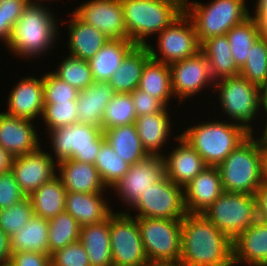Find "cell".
<instances>
[{
	"label": "cell",
	"instance_id": "22",
	"mask_svg": "<svg viewBox=\"0 0 267 266\" xmlns=\"http://www.w3.org/2000/svg\"><path fill=\"white\" fill-rule=\"evenodd\" d=\"M232 244L233 266L245 262L250 266H267V222L257 219Z\"/></svg>",
	"mask_w": 267,
	"mask_h": 266
},
{
	"label": "cell",
	"instance_id": "38",
	"mask_svg": "<svg viewBox=\"0 0 267 266\" xmlns=\"http://www.w3.org/2000/svg\"><path fill=\"white\" fill-rule=\"evenodd\" d=\"M94 165L102 182L110 188L126 174L130 167V164L124 161L106 140L101 145Z\"/></svg>",
	"mask_w": 267,
	"mask_h": 266
},
{
	"label": "cell",
	"instance_id": "54",
	"mask_svg": "<svg viewBox=\"0 0 267 266\" xmlns=\"http://www.w3.org/2000/svg\"><path fill=\"white\" fill-rule=\"evenodd\" d=\"M254 15L259 26L260 36L267 39V13H254Z\"/></svg>",
	"mask_w": 267,
	"mask_h": 266
},
{
	"label": "cell",
	"instance_id": "5",
	"mask_svg": "<svg viewBox=\"0 0 267 266\" xmlns=\"http://www.w3.org/2000/svg\"><path fill=\"white\" fill-rule=\"evenodd\" d=\"M207 166H219L249 135L242 126L226 121H211L187 128L179 134Z\"/></svg>",
	"mask_w": 267,
	"mask_h": 266
},
{
	"label": "cell",
	"instance_id": "24",
	"mask_svg": "<svg viewBox=\"0 0 267 266\" xmlns=\"http://www.w3.org/2000/svg\"><path fill=\"white\" fill-rule=\"evenodd\" d=\"M115 93L108 82H94L86 89L79 91L76 100L78 122L101 127L106 105Z\"/></svg>",
	"mask_w": 267,
	"mask_h": 266
},
{
	"label": "cell",
	"instance_id": "15",
	"mask_svg": "<svg viewBox=\"0 0 267 266\" xmlns=\"http://www.w3.org/2000/svg\"><path fill=\"white\" fill-rule=\"evenodd\" d=\"M165 176L163 156H148L142 161L130 165L126 174L113 186L117 196L126 205L133 206L151 184Z\"/></svg>",
	"mask_w": 267,
	"mask_h": 266
},
{
	"label": "cell",
	"instance_id": "33",
	"mask_svg": "<svg viewBox=\"0 0 267 266\" xmlns=\"http://www.w3.org/2000/svg\"><path fill=\"white\" fill-rule=\"evenodd\" d=\"M48 232V220L33 215L21 230L9 237L11 253L32 251L49 254Z\"/></svg>",
	"mask_w": 267,
	"mask_h": 266
},
{
	"label": "cell",
	"instance_id": "27",
	"mask_svg": "<svg viewBox=\"0 0 267 266\" xmlns=\"http://www.w3.org/2000/svg\"><path fill=\"white\" fill-rule=\"evenodd\" d=\"M136 45L130 40L109 39L108 42L88 60L94 82H108L118 70L126 55Z\"/></svg>",
	"mask_w": 267,
	"mask_h": 266
},
{
	"label": "cell",
	"instance_id": "16",
	"mask_svg": "<svg viewBox=\"0 0 267 266\" xmlns=\"http://www.w3.org/2000/svg\"><path fill=\"white\" fill-rule=\"evenodd\" d=\"M74 13L109 39L129 40L120 0H88Z\"/></svg>",
	"mask_w": 267,
	"mask_h": 266
},
{
	"label": "cell",
	"instance_id": "46",
	"mask_svg": "<svg viewBox=\"0 0 267 266\" xmlns=\"http://www.w3.org/2000/svg\"><path fill=\"white\" fill-rule=\"evenodd\" d=\"M25 197L11 171L0 174V210L11 207Z\"/></svg>",
	"mask_w": 267,
	"mask_h": 266
},
{
	"label": "cell",
	"instance_id": "32",
	"mask_svg": "<svg viewBox=\"0 0 267 266\" xmlns=\"http://www.w3.org/2000/svg\"><path fill=\"white\" fill-rule=\"evenodd\" d=\"M66 189L59 176H54L42 184L30 196L34 215L51 219L65 211Z\"/></svg>",
	"mask_w": 267,
	"mask_h": 266
},
{
	"label": "cell",
	"instance_id": "51",
	"mask_svg": "<svg viewBox=\"0 0 267 266\" xmlns=\"http://www.w3.org/2000/svg\"><path fill=\"white\" fill-rule=\"evenodd\" d=\"M9 236L0 228V264L10 261V241Z\"/></svg>",
	"mask_w": 267,
	"mask_h": 266
},
{
	"label": "cell",
	"instance_id": "25",
	"mask_svg": "<svg viewBox=\"0 0 267 266\" xmlns=\"http://www.w3.org/2000/svg\"><path fill=\"white\" fill-rule=\"evenodd\" d=\"M103 193L67 192L65 211L71 214L80 226L99 223L112 213Z\"/></svg>",
	"mask_w": 267,
	"mask_h": 266
},
{
	"label": "cell",
	"instance_id": "41",
	"mask_svg": "<svg viewBox=\"0 0 267 266\" xmlns=\"http://www.w3.org/2000/svg\"><path fill=\"white\" fill-rule=\"evenodd\" d=\"M60 64L57 71L52 73L78 91L94 83L87 60L69 55Z\"/></svg>",
	"mask_w": 267,
	"mask_h": 266
},
{
	"label": "cell",
	"instance_id": "44",
	"mask_svg": "<svg viewBox=\"0 0 267 266\" xmlns=\"http://www.w3.org/2000/svg\"><path fill=\"white\" fill-rule=\"evenodd\" d=\"M44 103L76 101L79 91L52 72L42 76Z\"/></svg>",
	"mask_w": 267,
	"mask_h": 266
},
{
	"label": "cell",
	"instance_id": "19",
	"mask_svg": "<svg viewBox=\"0 0 267 266\" xmlns=\"http://www.w3.org/2000/svg\"><path fill=\"white\" fill-rule=\"evenodd\" d=\"M5 113L17 118L34 120L43 115L44 87L41 78L26 77L13 87Z\"/></svg>",
	"mask_w": 267,
	"mask_h": 266
},
{
	"label": "cell",
	"instance_id": "35",
	"mask_svg": "<svg viewBox=\"0 0 267 266\" xmlns=\"http://www.w3.org/2000/svg\"><path fill=\"white\" fill-rule=\"evenodd\" d=\"M138 89L157 98L167 107L173 95L169 65L150 58L144 65Z\"/></svg>",
	"mask_w": 267,
	"mask_h": 266
},
{
	"label": "cell",
	"instance_id": "55",
	"mask_svg": "<svg viewBox=\"0 0 267 266\" xmlns=\"http://www.w3.org/2000/svg\"><path fill=\"white\" fill-rule=\"evenodd\" d=\"M259 90H260V104L262 107V111L267 110V78L260 85Z\"/></svg>",
	"mask_w": 267,
	"mask_h": 266
},
{
	"label": "cell",
	"instance_id": "14",
	"mask_svg": "<svg viewBox=\"0 0 267 266\" xmlns=\"http://www.w3.org/2000/svg\"><path fill=\"white\" fill-rule=\"evenodd\" d=\"M171 73V88L173 95L182 102L187 97L197 95L203 88L215 84L210 72V66L200 50L193 56L187 57L169 65ZM211 83V84H210Z\"/></svg>",
	"mask_w": 267,
	"mask_h": 266
},
{
	"label": "cell",
	"instance_id": "18",
	"mask_svg": "<svg viewBox=\"0 0 267 266\" xmlns=\"http://www.w3.org/2000/svg\"><path fill=\"white\" fill-rule=\"evenodd\" d=\"M32 120L0 113V146L13 158L36 151L41 145Z\"/></svg>",
	"mask_w": 267,
	"mask_h": 266
},
{
	"label": "cell",
	"instance_id": "23",
	"mask_svg": "<svg viewBox=\"0 0 267 266\" xmlns=\"http://www.w3.org/2000/svg\"><path fill=\"white\" fill-rule=\"evenodd\" d=\"M57 167L67 192L100 193L107 188L93 164L65 159Z\"/></svg>",
	"mask_w": 267,
	"mask_h": 266
},
{
	"label": "cell",
	"instance_id": "21",
	"mask_svg": "<svg viewBox=\"0 0 267 266\" xmlns=\"http://www.w3.org/2000/svg\"><path fill=\"white\" fill-rule=\"evenodd\" d=\"M224 192L217 166H207L184 186L188 213H202Z\"/></svg>",
	"mask_w": 267,
	"mask_h": 266
},
{
	"label": "cell",
	"instance_id": "45",
	"mask_svg": "<svg viewBox=\"0 0 267 266\" xmlns=\"http://www.w3.org/2000/svg\"><path fill=\"white\" fill-rule=\"evenodd\" d=\"M50 263L51 266H91L87 252L80 241L52 252Z\"/></svg>",
	"mask_w": 267,
	"mask_h": 266
},
{
	"label": "cell",
	"instance_id": "34",
	"mask_svg": "<svg viewBox=\"0 0 267 266\" xmlns=\"http://www.w3.org/2000/svg\"><path fill=\"white\" fill-rule=\"evenodd\" d=\"M103 133L113 150L130 165L149 156L142 146L135 123L110 128Z\"/></svg>",
	"mask_w": 267,
	"mask_h": 266
},
{
	"label": "cell",
	"instance_id": "52",
	"mask_svg": "<svg viewBox=\"0 0 267 266\" xmlns=\"http://www.w3.org/2000/svg\"><path fill=\"white\" fill-rule=\"evenodd\" d=\"M13 28L14 23L11 21V18L0 16V39H3L7 46L11 39Z\"/></svg>",
	"mask_w": 267,
	"mask_h": 266
},
{
	"label": "cell",
	"instance_id": "29",
	"mask_svg": "<svg viewBox=\"0 0 267 266\" xmlns=\"http://www.w3.org/2000/svg\"><path fill=\"white\" fill-rule=\"evenodd\" d=\"M68 27L69 53L83 60H90L109 40L106 35L85 23L74 12Z\"/></svg>",
	"mask_w": 267,
	"mask_h": 266
},
{
	"label": "cell",
	"instance_id": "13",
	"mask_svg": "<svg viewBox=\"0 0 267 266\" xmlns=\"http://www.w3.org/2000/svg\"><path fill=\"white\" fill-rule=\"evenodd\" d=\"M132 207L138 210L136 217L182 219L188 213L184 187L176 185L166 176L151 184Z\"/></svg>",
	"mask_w": 267,
	"mask_h": 266
},
{
	"label": "cell",
	"instance_id": "31",
	"mask_svg": "<svg viewBox=\"0 0 267 266\" xmlns=\"http://www.w3.org/2000/svg\"><path fill=\"white\" fill-rule=\"evenodd\" d=\"M200 50L208 60L215 81L239 75L240 69L235 64L226 34L207 38L201 43Z\"/></svg>",
	"mask_w": 267,
	"mask_h": 266
},
{
	"label": "cell",
	"instance_id": "12",
	"mask_svg": "<svg viewBox=\"0 0 267 266\" xmlns=\"http://www.w3.org/2000/svg\"><path fill=\"white\" fill-rule=\"evenodd\" d=\"M158 52L149 43L151 59L171 65L193 56L200 51L195 27L191 19L183 12L168 27L158 33Z\"/></svg>",
	"mask_w": 267,
	"mask_h": 266
},
{
	"label": "cell",
	"instance_id": "1",
	"mask_svg": "<svg viewBox=\"0 0 267 266\" xmlns=\"http://www.w3.org/2000/svg\"><path fill=\"white\" fill-rule=\"evenodd\" d=\"M186 266H233L232 240L202 213L181 219V258Z\"/></svg>",
	"mask_w": 267,
	"mask_h": 266
},
{
	"label": "cell",
	"instance_id": "26",
	"mask_svg": "<svg viewBox=\"0 0 267 266\" xmlns=\"http://www.w3.org/2000/svg\"><path fill=\"white\" fill-rule=\"evenodd\" d=\"M167 111V107H165L156 114L149 113L139 116L135 120L137 134L149 156H163L160 149L171 135V122Z\"/></svg>",
	"mask_w": 267,
	"mask_h": 266
},
{
	"label": "cell",
	"instance_id": "30",
	"mask_svg": "<svg viewBox=\"0 0 267 266\" xmlns=\"http://www.w3.org/2000/svg\"><path fill=\"white\" fill-rule=\"evenodd\" d=\"M146 45H136L124 58L108 83L116 93H131L138 88L145 63L150 59Z\"/></svg>",
	"mask_w": 267,
	"mask_h": 266
},
{
	"label": "cell",
	"instance_id": "43",
	"mask_svg": "<svg viewBox=\"0 0 267 266\" xmlns=\"http://www.w3.org/2000/svg\"><path fill=\"white\" fill-rule=\"evenodd\" d=\"M34 215L29 197L13 204L7 209L0 210V228L11 237Z\"/></svg>",
	"mask_w": 267,
	"mask_h": 266
},
{
	"label": "cell",
	"instance_id": "40",
	"mask_svg": "<svg viewBox=\"0 0 267 266\" xmlns=\"http://www.w3.org/2000/svg\"><path fill=\"white\" fill-rule=\"evenodd\" d=\"M243 78L260 87L267 78V39L259 37L250 47L246 63L240 69Z\"/></svg>",
	"mask_w": 267,
	"mask_h": 266
},
{
	"label": "cell",
	"instance_id": "6",
	"mask_svg": "<svg viewBox=\"0 0 267 266\" xmlns=\"http://www.w3.org/2000/svg\"><path fill=\"white\" fill-rule=\"evenodd\" d=\"M246 0H213L207 5L184 0V12L191 19L201 44L207 38L225 35L251 16ZM189 4V5H188ZM191 5V6H190Z\"/></svg>",
	"mask_w": 267,
	"mask_h": 266
},
{
	"label": "cell",
	"instance_id": "39",
	"mask_svg": "<svg viewBox=\"0 0 267 266\" xmlns=\"http://www.w3.org/2000/svg\"><path fill=\"white\" fill-rule=\"evenodd\" d=\"M136 112L131 93H115L106 105L102 117L101 129H107L135 123Z\"/></svg>",
	"mask_w": 267,
	"mask_h": 266
},
{
	"label": "cell",
	"instance_id": "28",
	"mask_svg": "<svg viewBox=\"0 0 267 266\" xmlns=\"http://www.w3.org/2000/svg\"><path fill=\"white\" fill-rule=\"evenodd\" d=\"M79 241L87 252L91 266H113L110 246V216L80 228Z\"/></svg>",
	"mask_w": 267,
	"mask_h": 266
},
{
	"label": "cell",
	"instance_id": "2",
	"mask_svg": "<svg viewBox=\"0 0 267 266\" xmlns=\"http://www.w3.org/2000/svg\"><path fill=\"white\" fill-rule=\"evenodd\" d=\"M42 5L37 1L29 2L14 24L7 47L19 57L26 56L29 59L33 55L45 54L59 36L55 15Z\"/></svg>",
	"mask_w": 267,
	"mask_h": 266
},
{
	"label": "cell",
	"instance_id": "58",
	"mask_svg": "<svg viewBox=\"0 0 267 266\" xmlns=\"http://www.w3.org/2000/svg\"><path fill=\"white\" fill-rule=\"evenodd\" d=\"M256 10L254 13H267V0H256Z\"/></svg>",
	"mask_w": 267,
	"mask_h": 266
},
{
	"label": "cell",
	"instance_id": "56",
	"mask_svg": "<svg viewBox=\"0 0 267 266\" xmlns=\"http://www.w3.org/2000/svg\"><path fill=\"white\" fill-rule=\"evenodd\" d=\"M144 266H186L180 260L177 261H147Z\"/></svg>",
	"mask_w": 267,
	"mask_h": 266
},
{
	"label": "cell",
	"instance_id": "8",
	"mask_svg": "<svg viewBox=\"0 0 267 266\" xmlns=\"http://www.w3.org/2000/svg\"><path fill=\"white\" fill-rule=\"evenodd\" d=\"M202 214L233 241L257 220L255 195L224 191Z\"/></svg>",
	"mask_w": 267,
	"mask_h": 266
},
{
	"label": "cell",
	"instance_id": "9",
	"mask_svg": "<svg viewBox=\"0 0 267 266\" xmlns=\"http://www.w3.org/2000/svg\"><path fill=\"white\" fill-rule=\"evenodd\" d=\"M214 88V91L219 92V103L224 113L228 114V118L231 117L236 124L253 134L250 121L255 119L262 108L259 86L238 75L218 79L215 81Z\"/></svg>",
	"mask_w": 267,
	"mask_h": 266
},
{
	"label": "cell",
	"instance_id": "10",
	"mask_svg": "<svg viewBox=\"0 0 267 266\" xmlns=\"http://www.w3.org/2000/svg\"><path fill=\"white\" fill-rule=\"evenodd\" d=\"M142 245L148 261L181 258V219L137 217Z\"/></svg>",
	"mask_w": 267,
	"mask_h": 266
},
{
	"label": "cell",
	"instance_id": "50",
	"mask_svg": "<svg viewBox=\"0 0 267 266\" xmlns=\"http://www.w3.org/2000/svg\"><path fill=\"white\" fill-rule=\"evenodd\" d=\"M257 219L267 222V184L263 183L255 193Z\"/></svg>",
	"mask_w": 267,
	"mask_h": 266
},
{
	"label": "cell",
	"instance_id": "42",
	"mask_svg": "<svg viewBox=\"0 0 267 266\" xmlns=\"http://www.w3.org/2000/svg\"><path fill=\"white\" fill-rule=\"evenodd\" d=\"M41 120H45L47 130H55L78 122L77 101L44 103Z\"/></svg>",
	"mask_w": 267,
	"mask_h": 266
},
{
	"label": "cell",
	"instance_id": "4",
	"mask_svg": "<svg viewBox=\"0 0 267 266\" xmlns=\"http://www.w3.org/2000/svg\"><path fill=\"white\" fill-rule=\"evenodd\" d=\"M217 168L224 191L255 195L264 183L262 146L250 134Z\"/></svg>",
	"mask_w": 267,
	"mask_h": 266
},
{
	"label": "cell",
	"instance_id": "3",
	"mask_svg": "<svg viewBox=\"0 0 267 266\" xmlns=\"http://www.w3.org/2000/svg\"><path fill=\"white\" fill-rule=\"evenodd\" d=\"M129 40L147 45L144 40L168 27L184 12V0H120Z\"/></svg>",
	"mask_w": 267,
	"mask_h": 266
},
{
	"label": "cell",
	"instance_id": "36",
	"mask_svg": "<svg viewBox=\"0 0 267 266\" xmlns=\"http://www.w3.org/2000/svg\"><path fill=\"white\" fill-rule=\"evenodd\" d=\"M226 35L235 64L241 69L246 63L250 47L260 37L258 23L253 16H250L245 21L232 27Z\"/></svg>",
	"mask_w": 267,
	"mask_h": 266
},
{
	"label": "cell",
	"instance_id": "20",
	"mask_svg": "<svg viewBox=\"0 0 267 266\" xmlns=\"http://www.w3.org/2000/svg\"><path fill=\"white\" fill-rule=\"evenodd\" d=\"M174 138L180 146H176L177 148H174L167 157L163 155L165 176L176 185L184 187L201 173L207 165L200 154L180 135Z\"/></svg>",
	"mask_w": 267,
	"mask_h": 266
},
{
	"label": "cell",
	"instance_id": "37",
	"mask_svg": "<svg viewBox=\"0 0 267 266\" xmlns=\"http://www.w3.org/2000/svg\"><path fill=\"white\" fill-rule=\"evenodd\" d=\"M48 222L49 255L57 249L79 241L81 226L68 212L59 213L54 218L49 219Z\"/></svg>",
	"mask_w": 267,
	"mask_h": 266
},
{
	"label": "cell",
	"instance_id": "47",
	"mask_svg": "<svg viewBox=\"0 0 267 266\" xmlns=\"http://www.w3.org/2000/svg\"><path fill=\"white\" fill-rule=\"evenodd\" d=\"M131 97L134 103L136 117L149 113L156 114L166 107L160 100L138 88L131 92Z\"/></svg>",
	"mask_w": 267,
	"mask_h": 266
},
{
	"label": "cell",
	"instance_id": "57",
	"mask_svg": "<svg viewBox=\"0 0 267 266\" xmlns=\"http://www.w3.org/2000/svg\"><path fill=\"white\" fill-rule=\"evenodd\" d=\"M262 161L264 183L267 184V147H262Z\"/></svg>",
	"mask_w": 267,
	"mask_h": 266
},
{
	"label": "cell",
	"instance_id": "11",
	"mask_svg": "<svg viewBox=\"0 0 267 266\" xmlns=\"http://www.w3.org/2000/svg\"><path fill=\"white\" fill-rule=\"evenodd\" d=\"M110 246L113 266H144L148 261L137 217L129 211L110 215Z\"/></svg>",
	"mask_w": 267,
	"mask_h": 266
},
{
	"label": "cell",
	"instance_id": "48",
	"mask_svg": "<svg viewBox=\"0 0 267 266\" xmlns=\"http://www.w3.org/2000/svg\"><path fill=\"white\" fill-rule=\"evenodd\" d=\"M9 263L12 266H51L49 254L32 251L12 252Z\"/></svg>",
	"mask_w": 267,
	"mask_h": 266
},
{
	"label": "cell",
	"instance_id": "59",
	"mask_svg": "<svg viewBox=\"0 0 267 266\" xmlns=\"http://www.w3.org/2000/svg\"><path fill=\"white\" fill-rule=\"evenodd\" d=\"M267 114V110H264ZM267 116V115H266ZM265 126H264V130H263V134L262 136L259 138H257V141L259 142V144L262 147H267V119L265 120Z\"/></svg>",
	"mask_w": 267,
	"mask_h": 266
},
{
	"label": "cell",
	"instance_id": "17",
	"mask_svg": "<svg viewBox=\"0 0 267 266\" xmlns=\"http://www.w3.org/2000/svg\"><path fill=\"white\" fill-rule=\"evenodd\" d=\"M53 160L52 155L42 151L41 147L34 152L13 158L10 171L26 197L57 175V162Z\"/></svg>",
	"mask_w": 267,
	"mask_h": 266
},
{
	"label": "cell",
	"instance_id": "60",
	"mask_svg": "<svg viewBox=\"0 0 267 266\" xmlns=\"http://www.w3.org/2000/svg\"><path fill=\"white\" fill-rule=\"evenodd\" d=\"M0 266H12L9 262L5 264H0Z\"/></svg>",
	"mask_w": 267,
	"mask_h": 266
},
{
	"label": "cell",
	"instance_id": "53",
	"mask_svg": "<svg viewBox=\"0 0 267 266\" xmlns=\"http://www.w3.org/2000/svg\"><path fill=\"white\" fill-rule=\"evenodd\" d=\"M13 157L0 146V174L11 170Z\"/></svg>",
	"mask_w": 267,
	"mask_h": 266
},
{
	"label": "cell",
	"instance_id": "49",
	"mask_svg": "<svg viewBox=\"0 0 267 266\" xmlns=\"http://www.w3.org/2000/svg\"><path fill=\"white\" fill-rule=\"evenodd\" d=\"M29 2V0H0V16L11 18L15 24Z\"/></svg>",
	"mask_w": 267,
	"mask_h": 266
},
{
	"label": "cell",
	"instance_id": "7",
	"mask_svg": "<svg viewBox=\"0 0 267 266\" xmlns=\"http://www.w3.org/2000/svg\"><path fill=\"white\" fill-rule=\"evenodd\" d=\"M49 134L57 163L71 159L94 165L106 140L101 127L79 122L50 130Z\"/></svg>",
	"mask_w": 267,
	"mask_h": 266
}]
</instances>
